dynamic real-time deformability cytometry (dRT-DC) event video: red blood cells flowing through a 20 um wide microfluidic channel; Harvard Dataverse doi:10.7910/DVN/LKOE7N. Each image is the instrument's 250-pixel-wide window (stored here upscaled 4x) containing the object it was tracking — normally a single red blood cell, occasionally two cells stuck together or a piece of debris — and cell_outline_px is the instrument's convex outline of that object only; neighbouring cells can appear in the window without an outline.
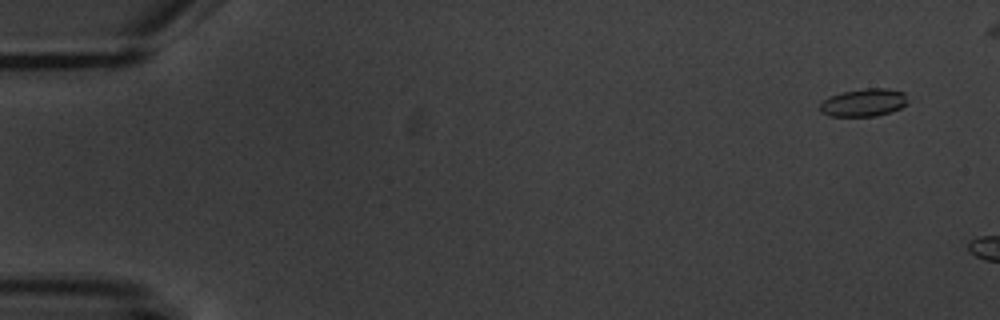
{"species": "common noctule bat (a hibernating species)", "species_latin": "Nyctalus noctula", "temperature_condition": "warm", "stored_images_in_passage": 3, "camera_frame_rate_fps": 3000, "um_per_image_px": 0.085, "animal": {"sex": "male", "body_mass_g": 20.1, "forearm_length_mm": 53.5}, "frame": {"image": 1, "passage_image": 1, "time_ms": 0.0, "image_size_px": [1000, 320], "cell_outline_px": [[908, 104], [900, 108], [876, 116], [832, 116], [820, 112], [820, 104], [824, 100], [832, 96], [844, 92], [864, 88], [888, 88], [904, 92]], "centroid_in_image_um": [73.44, 8.72], "position_along_channel_um": 11.6, "area_um2": 14.05}}